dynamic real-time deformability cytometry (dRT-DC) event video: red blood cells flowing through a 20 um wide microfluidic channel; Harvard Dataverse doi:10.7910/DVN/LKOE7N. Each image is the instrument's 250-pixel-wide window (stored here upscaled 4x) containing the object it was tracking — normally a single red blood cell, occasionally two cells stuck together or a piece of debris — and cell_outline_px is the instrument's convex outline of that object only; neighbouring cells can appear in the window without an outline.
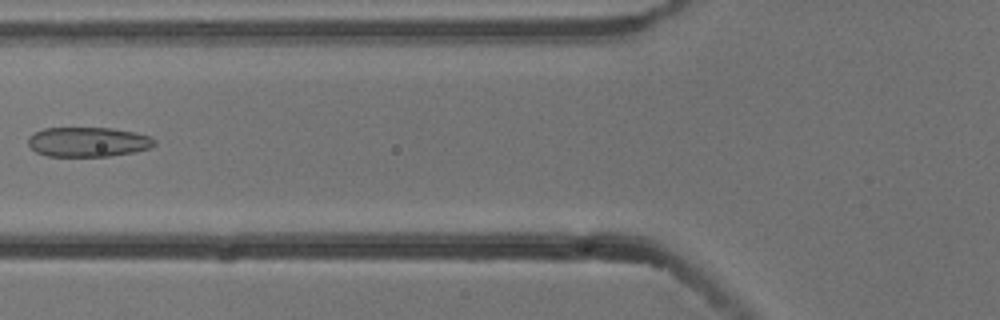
{"species": "common noctule bat (a hibernating species)", "species_latin": "Nyctalus noctula", "temperature_condition": "cold", "stored_images_in_passage": 5, "camera_frame_rate_fps": 3000, "um_per_image_px": 0.085, "animal": {"sex": "male", "body_mass_g": 13.3}, "frame": {"image": 1, "passage_image": 4, "time_ms": 1.0, "image_size_px": [1000, 320], "cell_outline_px": [[156, 144], [148, 148], [136, 152], [108, 156], [48, 156], [36, 152], [28, 144], [28, 136], [44, 128], [112, 128], [136, 132], [152, 136], [156, 140]], "centroid_in_image_um": [7.52, 12.06], "position_along_channel_um": 118.3, "area_um2": 21.96}}
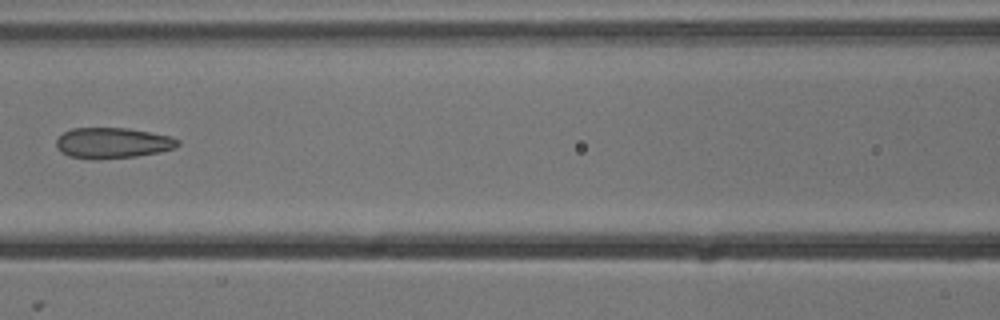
{"frame": {"image": 2, "passage_image": 5, "time_ms": 1.333, "image_size_px": [1000, 320], "cell_outline_px": [[180, 144], [176, 148], [160, 152], [136, 156], [100, 160], [92, 160], [68, 156], [60, 152], [56, 148], [56, 140], [64, 132], [72, 128], [128, 128], [168, 136], [180, 140]], "centroid_in_image_um": [9.54, 12.17], "position_along_channel_um": 157.1, "area_um2": 21.96}}